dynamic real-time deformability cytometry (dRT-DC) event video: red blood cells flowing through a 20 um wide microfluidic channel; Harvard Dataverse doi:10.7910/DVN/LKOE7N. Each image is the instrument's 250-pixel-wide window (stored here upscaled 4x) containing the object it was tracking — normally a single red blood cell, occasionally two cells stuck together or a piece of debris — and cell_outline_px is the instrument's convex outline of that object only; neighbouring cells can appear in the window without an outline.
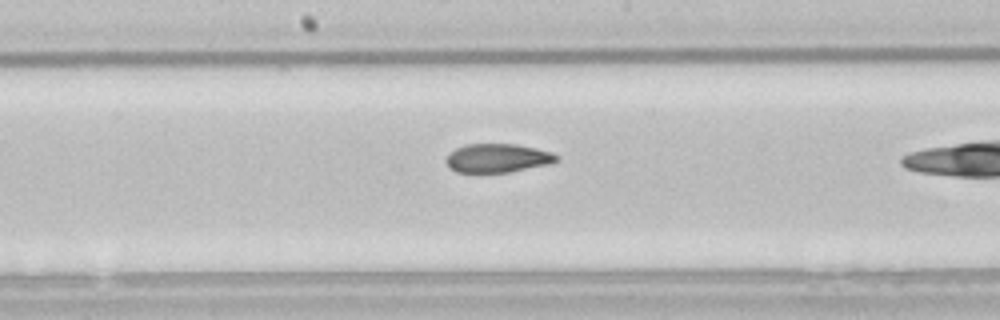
{"species": "common noctule bat (a hibernating species)", "species_latin": "Nyctalus noctula", "temperature_condition": "room temperature", "stored_images_in_passage": 37, "camera_frame_rate_fps": 3000, "um_per_image_px": 0.085, "animal": {"sex": "male", "body_mass_g": 21.5, "forearm_length_mm": 52.0}, "frame": {"image": 1, "passage_image": 22, "time_ms": 7.0, "image_size_px": [1000, 320], "cell_outline_px": [[560, 156], [556, 160], [548, 164], [508, 172], [456, 172], [448, 168], [448, 156], [456, 148], [464, 144], [516, 144], [536, 148], [552, 152]], "centroid_in_image_um": [42.3, 13.43], "position_along_channel_um": 205.9, "area_um2": 18.26}}